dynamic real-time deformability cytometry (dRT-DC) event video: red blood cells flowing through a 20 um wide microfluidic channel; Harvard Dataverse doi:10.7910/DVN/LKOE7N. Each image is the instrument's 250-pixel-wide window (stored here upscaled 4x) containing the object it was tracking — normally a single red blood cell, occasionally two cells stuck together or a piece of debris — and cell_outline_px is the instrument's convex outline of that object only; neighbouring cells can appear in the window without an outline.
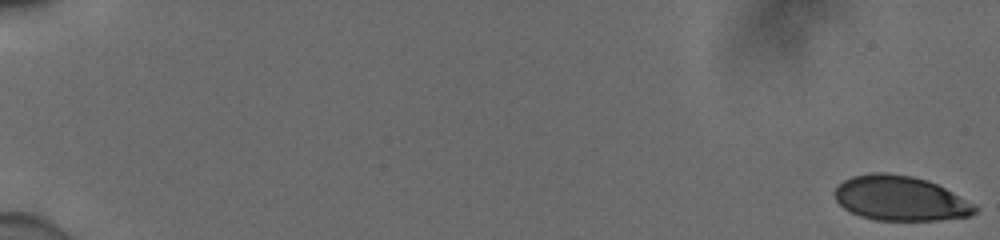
{"species": "human", "species_latin": "Homo sapiens", "temperature_condition": "cold", "stored_images_in_passage": 5, "camera_frame_rate_fps": 3000, "um_per_image_px": 0.085, "donor": {"sex": "male"}, "frame": {"image": 1, "passage_image": 1, "time_ms": 0.0, "image_size_px": [1000, 240], "cell_outline_px": [[976, 212], [968, 216], [940, 220], [876, 220], [860, 216], [844, 208], [836, 200], [832, 192], [844, 180], [852, 176], [872, 172], [888, 172], [912, 176], [928, 180], [976, 204]], "centroid_in_image_um": [76.51, 16.85], "position_along_channel_um": 8.5, "area_um2": 36.59}}